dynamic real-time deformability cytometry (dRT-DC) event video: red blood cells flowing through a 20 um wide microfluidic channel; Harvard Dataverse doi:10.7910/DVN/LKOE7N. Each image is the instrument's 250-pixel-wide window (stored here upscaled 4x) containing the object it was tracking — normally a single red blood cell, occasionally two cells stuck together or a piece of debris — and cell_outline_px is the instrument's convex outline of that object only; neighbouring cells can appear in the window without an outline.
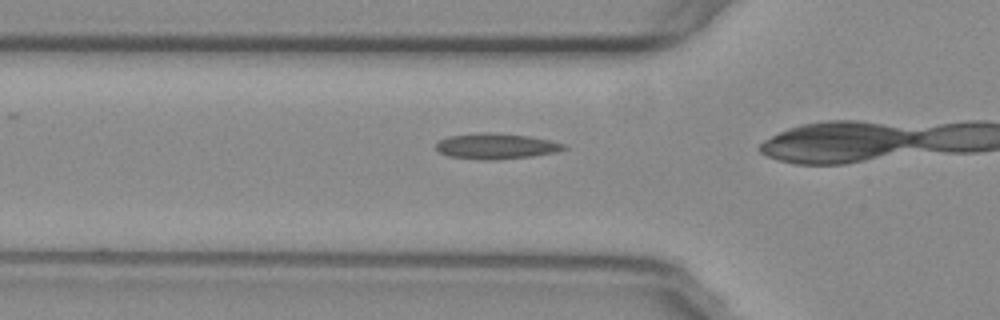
{"species": "common noctule bat (a hibernating species)", "species_latin": "Nyctalus noctula", "temperature_condition": "warm", "stored_images_in_passage": 16, "camera_frame_rate_fps": 3000, "um_per_image_px": 0.085, "animal": {"sex": "female", "body_mass_g": 29.2, "forearm_length_mm": 56.3}, "frame": {"image": 1, "passage_image": 3, "time_ms": 0.667, "image_size_px": [1000, 320], "cell_outline_px": [[568, 148], [556, 152], [532, 156], [496, 160], [480, 160], [448, 156], [440, 152], [436, 148], [436, 144], [440, 140], [448, 136], [484, 132], [488, 132], [528, 136], [548, 140], [564, 144]], "centroid_in_image_um": [42.15, 12.43], "position_along_channel_um": 83.6, "area_um2": 19.02}}
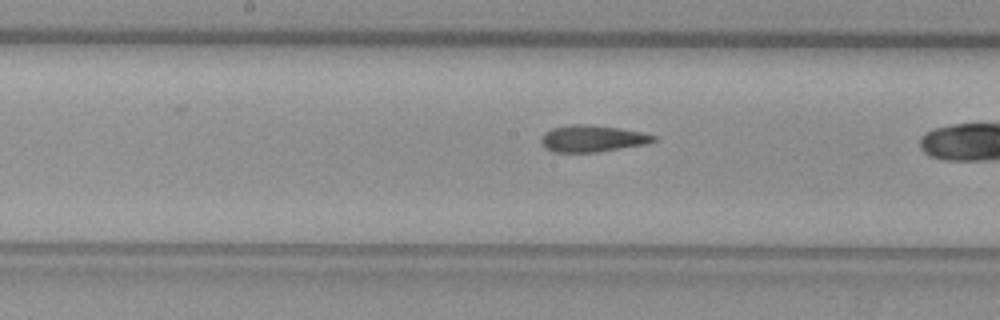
{"frame": {"image": 2, "passage_image": 12, "time_ms": 3.667, "image_size_px": [1000, 320], "cell_outline_px": [[656, 140], [644, 144], [600, 152], [552, 152], [544, 148], [540, 144], [540, 140], [544, 132], [552, 128], [568, 124], [592, 124], [620, 128], [640, 132], [656, 136]], "centroid_in_image_um": [50.28, 11.77], "position_along_channel_um": 197.9, "area_um2": 17.69}}